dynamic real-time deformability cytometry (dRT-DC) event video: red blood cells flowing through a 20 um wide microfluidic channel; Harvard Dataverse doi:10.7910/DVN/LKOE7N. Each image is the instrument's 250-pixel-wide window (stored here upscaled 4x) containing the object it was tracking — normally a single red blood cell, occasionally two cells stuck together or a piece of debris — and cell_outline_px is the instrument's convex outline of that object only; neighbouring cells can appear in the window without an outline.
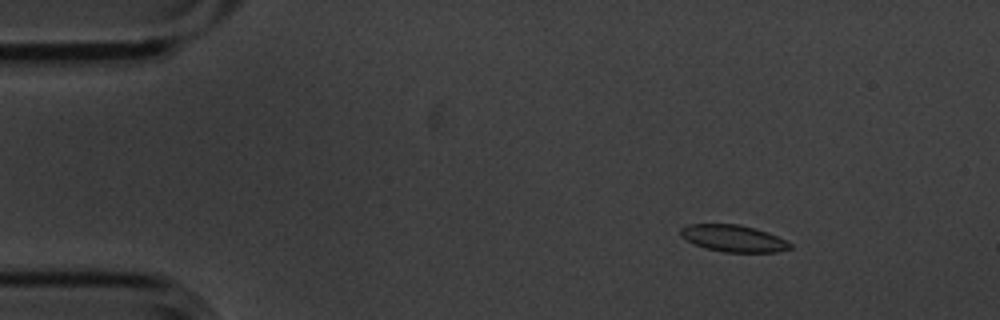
{"species": "common noctule bat (a hibernating species)", "species_latin": "Nyctalus noctula", "temperature_condition": "cold", "stored_images_in_passage": 6, "camera_frame_rate_fps": 3000, "um_per_image_px": 0.085, "animal": {"sex": "male", "body_mass_g": 20.1, "forearm_length_mm": 53.5}, "frame": {"image": 1, "passage_image": 3, "time_ms": 0.667, "image_size_px": [1000, 320], "cell_outline_px": [[792, 248], [776, 252], [724, 252], [704, 248], [680, 236], [680, 228], [688, 224], [740, 224], [768, 232], [792, 244]], "centroid_in_image_um": [62.33, 20.26], "position_along_channel_um": 22.7, "area_um2": 17.05}}